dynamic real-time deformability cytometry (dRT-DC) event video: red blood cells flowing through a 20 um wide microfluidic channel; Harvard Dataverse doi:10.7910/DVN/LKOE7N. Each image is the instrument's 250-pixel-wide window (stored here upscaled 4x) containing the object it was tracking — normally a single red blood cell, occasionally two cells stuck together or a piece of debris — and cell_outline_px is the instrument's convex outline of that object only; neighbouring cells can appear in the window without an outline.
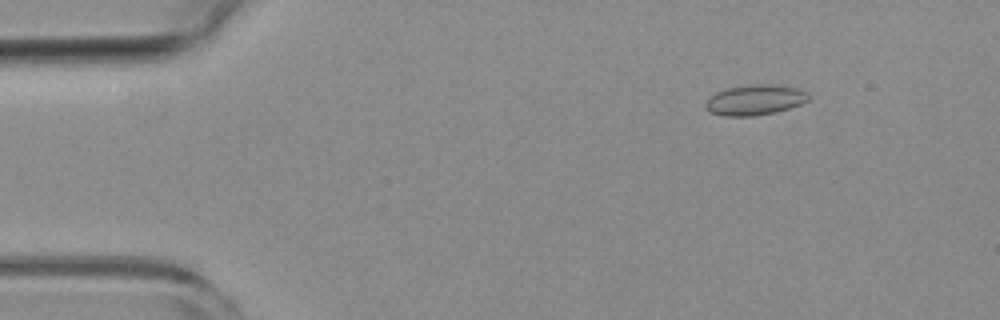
{"species": "common noctule bat (a hibernating species)", "species_latin": "Nyctalus noctula", "temperature_condition": "room temperature", "stored_images_in_passage": 56, "segment_of_instrument_passage": [1, 2], "camera_frame_rate_fps": 3000, "um_per_image_px": 0.085, "animal": {"sex": "female", "body_mass_g": 19.3, "forearm_length_mm": 54.1}, "frame": {"image": 1, "passage_image": 7, "time_ms": 2.0, "image_size_px": [1000, 320], "cell_outline_px": [[812, 96], [808, 100], [800, 104], [776, 112], [756, 116], [724, 116], [708, 112], [704, 108], [704, 104], [716, 92], [728, 88], [752, 84], [772, 84], [796, 88], [808, 92]], "centroid_in_image_um": [64.17, 8.5], "position_along_channel_um": 20.8, "area_um2": 18.32}}
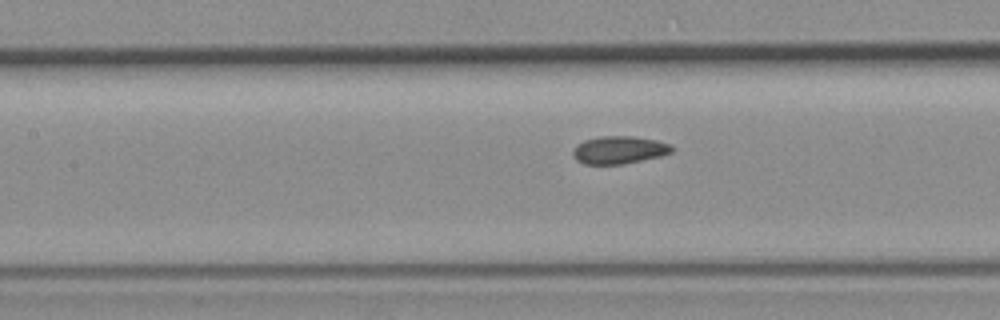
{"frame": {"image": 2, "passage_image": 24, "time_ms": 7.667, "image_size_px": [1000, 320], "cell_outline_px": [[676, 148], [672, 152], [660, 156], [624, 164], [584, 164], [576, 160], [572, 156], [572, 152], [576, 144], [584, 140], [600, 136], [632, 136], [656, 140], [672, 144]], "centroid_in_image_um": [52.63, 12.74], "position_along_channel_um": 154.8, "area_um2": 16.18}}
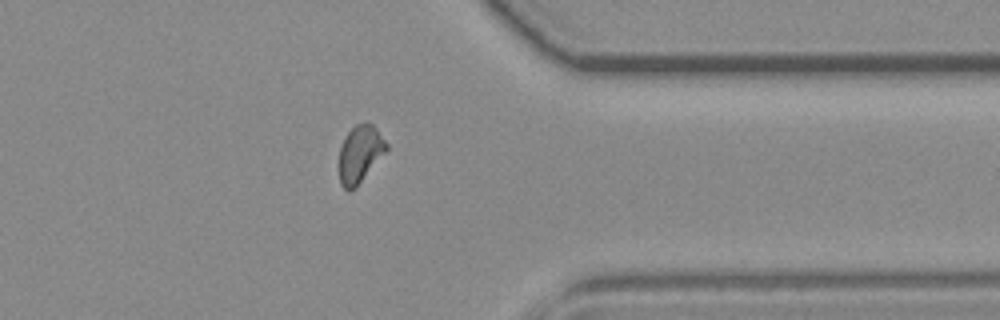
{"frame": {"image": 3, "passage_image": 43, "time_ms": 14.0, "image_size_px": [1000, 320], "cell_outline_px": [[388, 148], [356, 188], [348, 192], [340, 184], [340, 148], [348, 132], [356, 124], [372, 124], [376, 128], [388, 144]], "centroid_in_image_um": [30.6, 13.12], "position_along_channel_um": 380.8, "area_um2": 15.43}}